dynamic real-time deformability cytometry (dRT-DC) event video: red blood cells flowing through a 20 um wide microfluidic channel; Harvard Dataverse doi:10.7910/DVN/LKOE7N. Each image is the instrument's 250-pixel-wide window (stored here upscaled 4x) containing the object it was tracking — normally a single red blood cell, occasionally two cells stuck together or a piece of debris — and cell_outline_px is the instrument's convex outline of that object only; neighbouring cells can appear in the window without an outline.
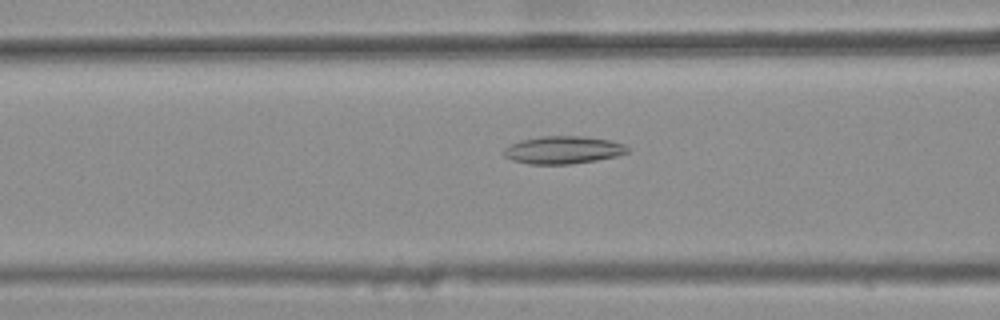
{"species": "common noctule bat (a hibernating species)", "species_latin": "Nyctalus noctula", "temperature_condition": "warm", "stored_images_in_passage": 21, "camera_frame_rate_fps": 3000, "um_per_image_px": 0.085, "animal": {"sex": "female", "body_mass_g": 25.1}, "frame": {"image": 1, "passage_image": 12, "time_ms": 3.667, "image_size_px": [1000, 320], "cell_outline_px": [[628, 152], [616, 156], [596, 160], [568, 164], [528, 164], [512, 160], [504, 156], [504, 148], [520, 140], [540, 136], [584, 136], [608, 140], [624, 144], [628, 148]], "centroid_in_image_um": [47.84, 12.74], "position_along_channel_um": 118.8, "area_um2": 19.83}}
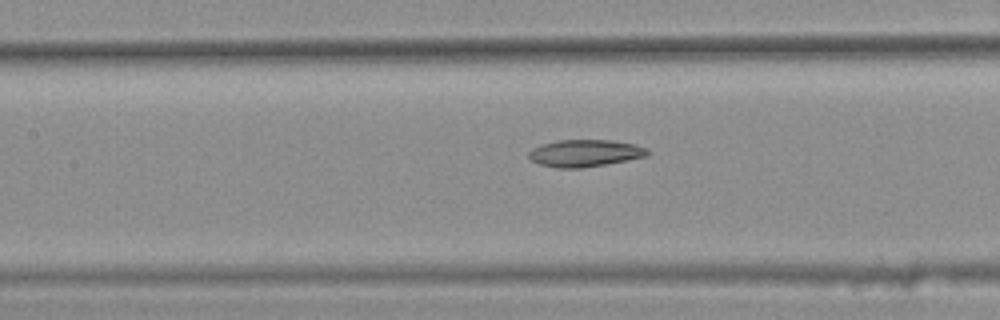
{"frame": {"image": 2, "passage_image": 15, "time_ms": 4.667, "image_size_px": [1000, 320], "cell_outline_px": [[648, 156], [628, 160], [580, 168], [556, 168], [540, 164], [532, 160], [528, 156], [528, 152], [532, 148], [540, 144], [560, 140], [612, 140], [636, 144], [648, 148]], "centroid_in_image_um": [49.72, 13.01], "position_along_channel_um": 157.7, "area_um2": 18.79}}
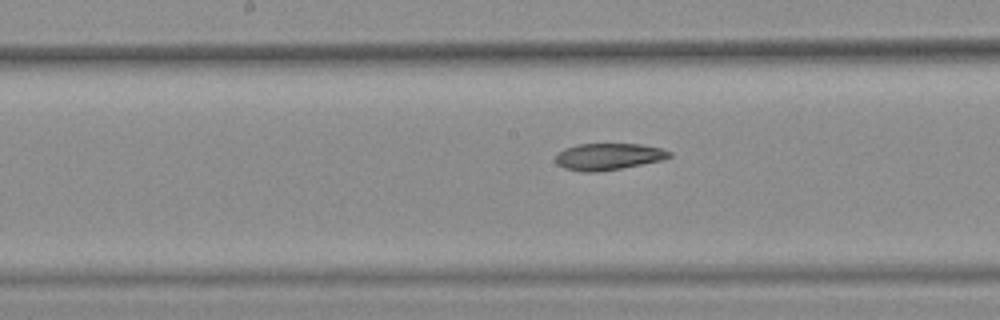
{"frame": {"image": 3, "passage_image": 18, "time_ms": 5.667, "image_size_px": [1000, 320], "cell_outline_px": [[672, 156], [660, 160], [620, 168], [596, 172], [584, 172], [564, 168], [556, 164], [556, 156], [564, 148], [576, 144], [640, 144], [660, 148], [672, 152]], "centroid_in_image_um": [51.68, 13.3], "position_along_channel_um": 196.5, "area_um2": 17.51}}